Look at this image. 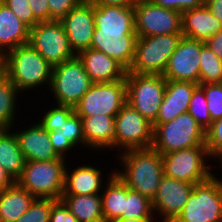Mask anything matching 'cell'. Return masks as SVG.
I'll return each mask as SVG.
<instances>
[{
	"label": "cell",
	"mask_w": 222,
	"mask_h": 222,
	"mask_svg": "<svg viewBox=\"0 0 222 222\" xmlns=\"http://www.w3.org/2000/svg\"><path fill=\"white\" fill-rule=\"evenodd\" d=\"M121 158L125 173L117 172L118 177L128 188L152 201L159 189V181L164 176L162 155L148 148L124 151Z\"/></svg>",
	"instance_id": "obj_1"
},
{
	"label": "cell",
	"mask_w": 222,
	"mask_h": 222,
	"mask_svg": "<svg viewBox=\"0 0 222 222\" xmlns=\"http://www.w3.org/2000/svg\"><path fill=\"white\" fill-rule=\"evenodd\" d=\"M5 76L17 90H28L52 79L53 67L28 43L5 52Z\"/></svg>",
	"instance_id": "obj_2"
},
{
	"label": "cell",
	"mask_w": 222,
	"mask_h": 222,
	"mask_svg": "<svg viewBox=\"0 0 222 222\" xmlns=\"http://www.w3.org/2000/svg\"><path fill=\"white\" fill-rule=\"evenodd\" d=\"M152 127L151 148L161 155L181 149L206 147L204 129L188 112L170 122Z\"/></svg>",
	"instance_id": "obj_3"
},
{
	"label": "cell",
	"mask_w": 222,
	"mask_h": 222,
	"mask_svg": "<svg viewBox=\"0 0 222 222\" xmlns=\"http://www.w3.org/2000/svg\"><path fill=\"white\" fill-rule=\"evenodd\" d=\"M64 158L49 161H26L20 177L15 181L36 198L59 200L64 190Z\"/></svg>",
	"instance_id": "obj_4"
},
{
	"label": "cell",
	"mask_w": 222,
	"mask_h": 222,
	"mask_svg": "<svg viewBox=\"0 0 222 222\" xmlns=\"http://www.w3.org/2000/svg\"><path fill=\"white\" fill-rule=\"evenodd\" d=\"M182 33L137 37L135 55L127 72L163 75Z\"/></svg>",
	"instance_id": "obj_5"
},
{
	"label": "cell",
	"mask_w": 222,
	"mask_h": 222,
	"mask_svg": "<svg viewBox=\"0 0 222 222\" xmlns=\"http://www.w3.org/2000/svg\"><path fill=\"white\" fill-rule=\"evenodd\" d=\"M172 222H222V181L212 175L195 184L184 208Z\"/></svg>",
	"instance_id": "obj_6"
},
{
	"label": "cell",
	"mask_w": 222,
	"mask_h": 222,
	"mask_svg": "<svg viewBox=\"0 0 222 222\" xmlns=\"http://www.w3.org/2000/svg\"><path fill=\"white\" fill-rule=\"evenodd\" d=\"M126 100L153 123L162 104L167 80L162 75L126 73Z\"/></svg>",
	"instance_id": "obj_7"
},
{
	"label": "cell",
	"mask_w": 222,
	"mask_h": 222,
	"mask_svg": "<svg viewBox=\"0 0 222 222\" xmlns=\"http://www.w3.org/2000/svg\"><path fill=\"white\" fill-rule=\"evenodd\" d=\"M92 84L77 55L53 67L50 86L59 105L74 107Z\"/></svg>",
	"instance_id": "obj_8"
},
{
	"label": "cell",
	"mask_w": 222,
	"mask_h": 222,
	"mask_svg": "<svg viewBox=\"0 0 222 222\" xmlns=\"http://www.w3.org/2000/svg\"><path fill=\"white\" fill-rule=\"evenodd\" d=\"M29 44L52 67L76 56L60 21L39 22L30 28Z\"/></svg>",
	"instance_id": "obj_9"
},
{
	"label": "cell",
	"mask_w": 222,
	"mask_h": 222,
	"mask_svg": "<svg viewBox=\"0 0 222 222\" xmlns=\"http://www.w3.org/2000/svg\"><path fill=\"white\" fill-rule=\"evenodd\" d=\"M126 102L125 79L109 83H93L74 106V111L80 117L95 114L116 116Z\"/></svg>",
	"instance_id": "obj_10"
},
{
	"label": "cell",
	"mask_w": 222,
	"mask_h": 222,
	"mask_svg": "<svg viewBox=\"0 0 222 222\" xmlns=\"http://www.w3.org/2000/svg\"><path fill=\"white\" fill-rule=\"evenodd\" d=\"M207 147L181 149L162 154L164 176L198 184L208 180L211 174L204 157H208Z\"/></svg>",
	"instance_id": "obj_11"
},
{
	"label": "cell",
	"mask_w": 222,
	"mask_h": 222,
	"mask_svg": "<svg viewBox=\"0 0 222 222\" xmlns=\"http://www.w3.org/2000/svg\"><path fill=\"white\" fill-rule=\"evenodd\" d=\"M117 128L114 147L127 150L151 148L153 143L152 123L126 103L115 116Z\"/></svg>",
	"instance_id": "obj_12"
},
{
	"label": "cell",
	"mask_w": 222,
	"mask_h": 222,
	"mask_svg": "<svg viewBox=\"0 0 222 222\" xmlns=\"http://www.w3.org/2000/svg\"><path fill=\"white\" fill-rule=\"evenodd\" d=\"M134 20L137 37L182 33L181 13L151 1L134 6Z\"/></svg>",
	"instance_id": "obj_13"
},
{
	"label": "cell",
	"mask_w": 222,
	"mask_h": 222,
	"mask_svg": "<svg viewBox=\"0 0 222 222\" xmlns=\"http://www.w3.org/2000/svg\"><path fill=\"white\" fill-rule=\"evenodd\" d=\"M201 41L181 37L163 72L166 80L199 84Z\"/></svg>",
	"instance_id": "obj_14"
},
{
	"label": "cell",
	"mask_w": 222,
	"mask_h": 222,
	"mask_svg": "<svg viewBox=\"0 0 222 222\" xmlns=\"http://www.w3.org/2000/svg\"><path fill=\"white\" fill-rule=\"evenodd\" d=\"M136 40L135 31L94 29L90 48L105 53L128 71L134 60Z\"/></svg>",
	"instance_id": "obj_15"
},
{
	"label": "cell",
	"mask_w": 222,
	"mask_h": 222,
	"mask_svg": "<svg viewBox=\"0 0 222 222\" xmlns=\"http://www.w3.org/2000/svg\"><path fill=\"white\" fill-rule=\"evenodd\" d=\"M70 47L76 55L91 47L95 22L93 5L83 0L77 7L71 9L61 20Z\"/></svg>",
	"instance_id": "obj_16"
},
{
	"label": "cell",
	"mask_w": 222,
	"mask_h": 222,
	"mask_svg": "<svg viewBox=\"0 0 222 222\" xmlns=\"http://www.w3.org/2000/svg\"><path fill=\"white\" fill-rule=\"evenodd\" d=\"M195 184L163 176L152 200L153 210L160 211L163 222H172L184 208Z\"/></svg>",
	"instance_id": "obj_17"
},
{
	"label": "cell",
	"mask_w": 222,
	"mask_h": 222,
	"mask_svg": "<svg viewBox=\"0 0 222 222\" xmlns=\"http://www.w3.org/2000/svg\"><path fill=\"white\" fill-rule=\"evenodd\" d=\"M197 83L167 80L166 90L156 120L152 125L170 122L188 112V106Z\"/></svg>",
	"instance_id": "obj_18"
},
{
	"label": "cell",
	"mask_w": 222,
	"mask_h": 222,
	"mask_svg": "<svg viewBox=\"0 0 222 222\" xmlns=\"http://www.w3.org/2000/svg\"><path fill=\"white\" fill-rule=\"evenodd\" d=\"M92 83H109L124 80L127 70L105 53L86 49L77 54Z\"/></svg>",
	"instance_id": "obj_19"
},
{
	"label": "cell",
	"mask_w": 222,
	"mask_h": 222,
	"mask_svg": "<svg viewBox=\"0 0 222 222\" xmlns=\"http://www.w3.org/2000/svg\"><path fill=\"white\" fill-rule=\"evenodd\" d=\"M221 29V22L212 15L205 4L181 13V32L183 37L205 42Z\"/></svg>",
	"instance_id": "obj_20"
},
{
	"label": "cell",
	"mask_w": 222,
	"mask_h": 222,
	"mask_svg": "<svg viewBox=\"0 0 222 222\" xmlns=\"http://www.w3.org/2000/svg\"><path fill=\"white\" fill-rule=\"evenodd\" d=\"M26 161H49L61 158L51 144L49 133L40 123L15 133Z\"/></svg>",
	"instance_id": "obj_21"
},
{
	"label": "cell",
	"mask_w": 222,
	"mask_h": 222,
	"mask_svg": "<svg viewBox=\"0 0 222 222\" xmlns=\"http://www.w3.org/2000/svg\"><path fill=\"white\" fill-rule=\"evenodd\" d=\"M85 144L93 148L114 147L117 128L115 116L95 114L81 117Z\"/></svg>",
	"instance_id": "obj_22"
},
{
	"label": "cell",
	"mask_w": 222,
	"mask_h": 222,
	"mask_svg": "<svg viewBox=\"0 0 222 222\" xmlns=\"http://www.w3.org/2000/svg\"><path fill=\"white\" fill-rule=\"evenodd\" d=\"M30 28L0 1V55L29 43Z\"/></svg>",
	"instance_id": "obj_23"
},
{
	"label": "cell",
	"mask_w": 222,
	"mask_h": 222,
	"mask_svg": "<svg viewBox=\"0 0 222 222\" xmlns=\"http://www.w3.org/2000/svg\"><path fill=\"white\" fill-rule=\"evenodd\" d=\"M95 29L135 31L134 7L93 6Z\"/></svg>",
	"instance_id": "obj_24"
},
{
	"label": "cell",
	"mask_w": 222,
	"mask_h": 222,
	"mask_svg": "<svg viewBox=\"0 0 222 222\" xmlns=\"http://www.w3.org/2000/svg\"><path fill=\"white\" fill-rule=\"evenodd\" d=\"M36 197L16 182L0 192V222H15L34 202Z\"/></svg>",
	"instance_id": "obj_25"
},
{
	"label": "cell",
	"mask_w": 222,
	"mask_h": 222,
	"mask_svg": "<svg viewBox=\"0 0 222 222\" xmlns=\"http://www.w3.org/2000/svg\"><path fill=\"white\" fill-rule=\"evenodd\" d=\"M101 171L92 166H81L71 176L65 170L64 190L62 195H94L101 188Z\"/></svg>",
	"instance_id": "obj_26"
},
{
	"label": "cell",
	"mask_w": 222,
	"mask_h": 222,
	"mask_svg": "<svg viewBox=\"0 0 222 222\" xmlns=\"http://www.w3.org/2000/svg\"><path fill=\"white\" fill-rule=\"evenodd\" d=\"M110 176L105 193L101 196L102 213L105 222H117L122 219L128 187L116 173Z\"/></svg>",
	"instance_id": "obj_27"
},
{
	"label": "cell",
	"mask_w": 222,
	"mask_h": 222,
	"mask_svg": "<svg viewBox=\"0 0 222 222\" xmlns=\"http://www.w3.org/2000/svg\"><path fill=\"white\" fill-rule=\"evenodd\" d=\"M61 200L78 222H105L101 195H62Z\"/></svg>",
	"instance_id": "obj_28"
},
{
	"label": "cell",
	"mask_w": 222,
	"mask_h": 222,
	"mask_svg": "<svg viewBox=\"0 0 222 222\" xmlns=\"http://www.w3.org/2000/svg\"><path fill=\"white\" fill-rule=\"evenodd\" d=\"M0 129V164L10 177L16 181L25 166L26 159L19 147L15 133Z\"/></svg>",
	"instance_id": "obj_29"
},
{
	"label": "cell",
	"mask_w": 222,
	"mask_h": 222,
	"mask_svg": "<svg viewBox=\"0 0 222 222\" xmlns=\"http://www.w3.org/2000/svg\"><path fill=\"white\" fill-rule=\"evenodd\" d=\"M199 84L222 83V60L201 42Z\"/></svg>",
	"instance_id": "obj_30"
},
{
	"label": "cell",
	"mask_w": 222,
	"mask_h": 222,
	"mask_svg": "<svg viewBox=\"0 0 222 222\" xmlns=\"http://www.w3.org/2000/svg\"><path fill=\"white\" fill-rule=\"evenodd\" d=\"M17 93L19 92L14 84L4 76L0 80V129H10L13 124Z\"/></svg>",
	"instance_id": "obj_31"
},
{
	"label": "cell",
	"mask_w": 222,
	"mask_h": 222,
	"mask_svg": "<svg viewBox=\"0 0 222 222\" xmlns=\"http://www.w3.org/2000/svg\"><path fill=\"white\" fill-rule=\"evenodd\" d=\"M152 211V201L148 197L128 188L122 219H151Z\"/></svg>",
	"instance_id": "obj_32"
},
{
	"label": "cell",
	"mask_w": 222,
	"mask_h": 222,
	"mask_svg": "<svg viewBox=\"0 0 222 222\" xmlns=\"http://www.w3.org/2000/svg\"><path fill=\"white\" fill-rule=\"evenodd\" d=\"M188 113L198 122V124L206 131L212 124L209 114L207 99L203 88L198 84L193 91Z\"/></svg>",
	"instance_id": "obj_33"
},
{
	"label": "cell",
	"mask_w": 222,
	"mask_h": 222,
	"mask_svg": "<svg viewBox=\"0 0 222 222\" xmlns=\"http://www.w3.org/2000/svg\"><path fill=\"white\" fill-rule=\"evenodd\" d=\"M52 198H36L30 208L15 222H49Z\"/></svg>",
	"instance_id": "obj_34"
},
{
	"label": "cell",
	"mask_w": 222,
	"mask_h": 222,
	"mask_svg": "<svg viewBox=\"0 0 222 222\" xmlns=\"http://www.w3.org/2000/svg\"><path fill=\"white\" fill-rule=\"evenodd\" d=\"M199 85L204 90L212 122L222 118V83Z\"/></svg>",
	"instance_id": "obj_35"
},
{
	"label": "cell",
	"mask_w": 222,
	"mask_h": 222,
	"mask_svg": "<svg viewBox=\"0 0 222 222\" xmlns=\"http://www.w3.org/2000/svg\"><path fill=\"white\" fill-rule=\"evenodd\" d=\"M51 132H59L63 134L74 146L78 142L85 144L83 135V121L82 118L75 112L67 119L66 122H63L59 128H56Z\"/></svg>",
	"instance_id": "obj_36"
},
{
	"label": "cell",
	"mask_w": 222,
	"mask_h": 222,
	"mask_svg": "<svg viewBox=\"0 0 222 222\" xmlns=\"http://www.w3.org/2000/svg\"><path fill=\"white\" fill-rule=\"evenodd\" d=\"M57 106V108L49 110L42 118L43 120L39 122L47 131L59 128V126H61L63 122H66L67 119L75 112L74 107L72 106L59 104H57Z\"/></svg>",
	"instance_id": "obj_37"
},
{
	"label": "cell",
	"mask_w": 222,
	"mask_h": 222,
	"mask_svg": "<svg viewBox=\"0 0 222 222\" xmlns=\"http://www.w3.org/2000/svg\"><path fill=\"white\" fill-rule=\"evenodd\" d=\"M205 145L209 156H222V118L212 122L205 131Z\"/></svg>",
	"instance_id": "obj_38"
},
{
	"label": "cell",
	"mask_w": 222,
	"mask_h": 222,
	"mask_svg": "<svg viewBox=\"0 0 222 222\" xmlns=\"http://www.w3.org/2000/svg\"><path fill=\"white\" fill-rule=\"evenodd\" d=\"M12 10L16 16L29 28H33L39 21L34 17L28 0H0Z\"/></svg>",
	"instance_id": "obj_39"
},
{
	"label": "cell",
	"mask_w": 222,
	"mask_h": 222,
	"mask_svg": "<svg viewBox=\"0 0 222 222\" xmlns=\"http://www.w3.org/2000/svg\"><path fill=\"white\" fill-rule=\"evenodd\" d=\"M83 0H48L50 21H60L71 9L77 7Z\"/></svg>",
	"instance_id": "obj_40"
},
{
	"label": "cell",
	"mask_w": 222,
	"mask_h": 222,
	"mask_svg": "<svg viewBox=\"0 0 222 222\" xmlns=\"http://www.w3.org/2000/svg\"><path fill=\"white\" fill-rule=\"evenodd\" d=\"M152 3L167 9L182 13L185 10L195 9L204 5L205 0H150Z\"/></svg>",
	"instance_id": "obj_41"
},
{
	"label": "cell",
	"mask_w": 222,
	"mask_h": 222,
	"mask_svg": "<svg viewBox=\"0 0 222 222\" xmlns=\"http://www.w3.org/2000/svg\"><path fill=\"white\" fill-rule=\"evenodd\" d=\"M49 222H78V220L61 199H53Z\"/></svg>",
	"instance_id": "obj_42"
},
{
	"label": "cell",
	"mask_w": 222,
	"mask_h": 222,
	"mask_svg": "<svg viewBox=\"0 0 222 222\" xmlns=\"http://www.w3.org/2000/svg\"><path fill=\"white\" fill-rule=\"evenodd\" d=\"M51 144L55 152L61 157L64 158V152L70 150L74 145L59 132L48 131Z\"/></svg>",
	"instance_id": "obj_43"
},
{
	"label": "cell",
	"mask_w": 222,
	"mask_h": 222,
	"mask_svg": "<svg viewBox=\"0 0 222 222\" xmlns=\"http://www.w3.org/2000/svg\"><path fill=\"white\" fill-rule=\"evenodd\" d=\"M34 17L39 22L50 21V9L48 0H28Z\"/></svg>",
	"instance_id": "obj_44"
},
{
	"label": "cell",
	"mask_w": 222,
	"mask_h": 222,
	"mask_svg": "<svg viewBox=\"0 0 222 222\" xmlns=\"http://www.w3.org/2000/svg\"><path fill=\"white\" fill-rule=\"evenodd\" d=\"M204 43L222 60V29Z\"/></svg>",
	"instance_id": "obj_45"
},
{
	"label": "cell",
	"mask_w": 222,
	"mask_h": 222,
	"mask_svg": "<svg viewBox=\"0 0 222 222\" xmlns=\"http://www.w3.org/2000/svg\"><path fill=\"white\" fill-rule=\"evenodd\" d=\"M93 6H124L134 7L136 4L132 0H87Z\"/></svg>",
	"instance_id": "obj_46"
},
{
	"label": "cell",
	"mask_w": 222,
	"mask_h": 222,
	"mask_svg": "<svg viewBox=\"0 0 222 222\" xmlns=\"http://www.w3.org/2000/svg\"><path fill=\"white\" fill-rule=\"evenodd\" d=\"M204 4L222 24V0H205Z\"/></svg>",
	"instance_id": "obj_47"
},
{
	"label": "cell",
	"mask_w": 222,
	"mask_h": 222,
	"mask_svg": "<svg viewBox=\"0 0 222 222\" xmlns=\"http://www.w3.org/2000/svg\"><path fill=\"white\" fill-rule=\"evenodd\" d=\"M15 181L10 177V175L4 170L0 164V192L4 189L12 186Z\"/></svg>",
	"instance_id": "obj_48"
},
{
	"label": "cell",
	"mask_w": 222,
	"mask_h": 222,
	"mask_svg": "<svg viewBox=\"0 0 222 222\" xmlns=\"http://www.w3.org/2000/svg\"><path fill=\"white\" fill-rule=\"evenodd\" d=\"M5 76V60L4 56L0 55V80Z\"/></svg>",
	"instance_id": "obj_49"
},
{
	"label": "cell",
	"mask_w": 222,
	"mask_h": 222,
	"mask_svg": "<svg viewBox=\"0 0 222 222\" xmlns=\"http://www.w3.org/2000/svg\"><path fill=\"white\" fill-rule=\"evenodd\" d=\"M152 219H120L117 222H152Z\"/></svg>",
	"instance_id": "obj_50"
},
{
	"label": "cell",
	"mask_w": 222,
	"mask_h": 222,
	"mask_svg": "<svg viewBox=\"0 0 222 222\" xmlns=\"http://www.w3.org/2000/svg\"><path fill=\"white\" fill-rule=\"evenodd\" d=\"M135 4L143 3L150 0H132Z\"/></svg>",
	"instance_id": "obj_51"
}]
</instances>
